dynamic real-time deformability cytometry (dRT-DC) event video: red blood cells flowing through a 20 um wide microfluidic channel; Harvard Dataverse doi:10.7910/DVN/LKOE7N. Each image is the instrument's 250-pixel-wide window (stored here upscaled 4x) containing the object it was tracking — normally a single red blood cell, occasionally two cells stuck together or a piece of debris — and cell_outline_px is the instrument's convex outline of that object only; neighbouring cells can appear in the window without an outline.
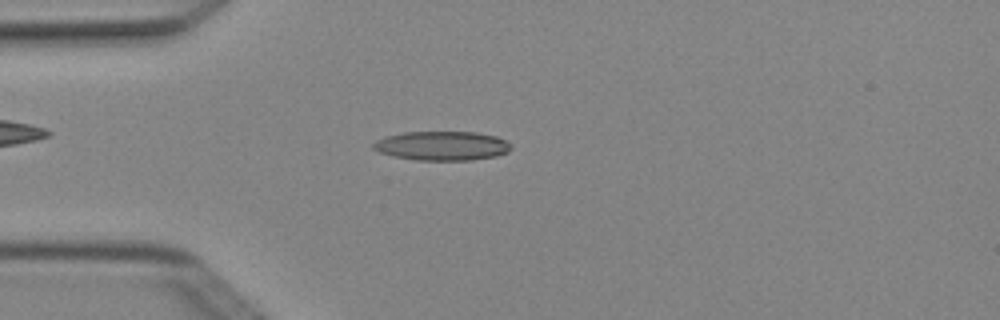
{"species": "Egyptian fruit bat (a non-hibernating species)", "species_latin": "Rousettus aegyptiacus", "temperature_condition": "cold", "stored_images_in_passage": 2, "camera_frame_rate_fps": 3000, "um_per_image_px": 0.085, "animal": {"sex": "female"}, "frame": {"image": 1, "passage_image": 1, "time_ms": 0.0, "image_size_px": [1000, 320], "cell_outline_px": [[512, 148], [508, 152], [496, 156], [472, 160], [416, 160], [392, 156], [380, 152], [372, 148], [372, 144], [376, 140], [388, 136], [404, 132], [476, 132], [496, 136], [504, 140]], "centroid_in_image_um": [37.56, 12.4], "position_along_channel_um": 47.4, "area_um2": 23.35}}